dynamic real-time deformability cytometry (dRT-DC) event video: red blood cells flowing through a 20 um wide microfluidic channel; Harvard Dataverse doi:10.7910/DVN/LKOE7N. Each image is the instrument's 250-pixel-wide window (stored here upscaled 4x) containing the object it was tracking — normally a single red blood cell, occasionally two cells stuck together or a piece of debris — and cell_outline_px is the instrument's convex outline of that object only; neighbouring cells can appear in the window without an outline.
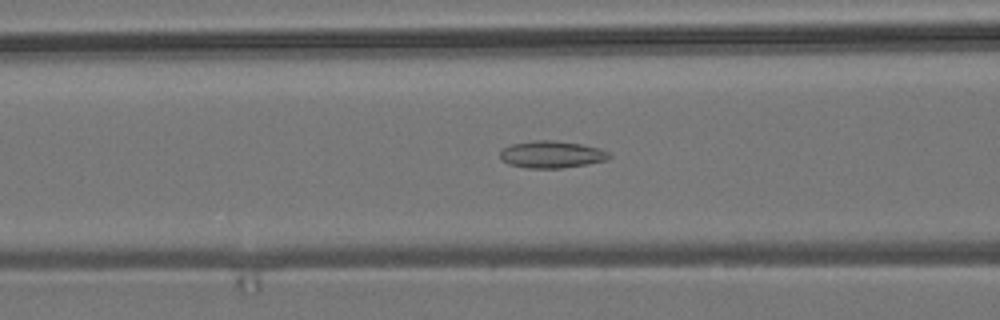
{"species": "common noctule bat (a hibernating species)", "species_latin": "Nyctalus noctula", "temperature_condition": "room temperature", "stored_images_in_passage": 35, "camera_frame_rate_fps": 3000, "um_per_image_px": 0.085, "animal": {"sex": "male", "body_mass_g": 19.2, "forearm_length_mm": 51.8}, "frame": {"image": 1, "passage_image": 13, "time_ms": 4.0, "image_size_px": [1000, 320], "cell_outline_px": [[612, 156], [608, 160], [588, 164], [560, 168], [528, 168], [508, 164], [500, 160], [500, 152], [504, 148], [512, 144], [536, 140], [552, 140], [580, 144], [600, 148], [608, 152]], "centroid_in_image_um": [46.9, 13.13], "position_along_channel_um": 119.7, "area_um2": 17.22}}
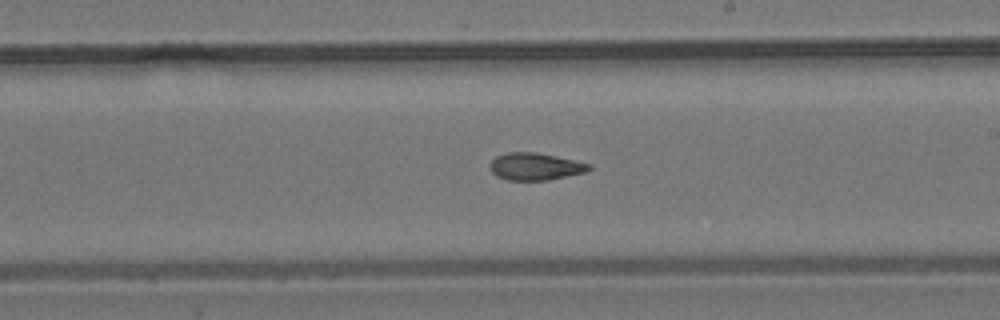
{"frame": {"image": 2, "passage_image": 23, "time_ms": 7.333, "image_size_px": [1000, 320], "cell_outline_px": [[592, 168], [584, 172], [548, 180], [508, 180], [496, 176], [492, 172], [492, 160], [496, 156], [508, 152], [536, 152], [592, 164]], "centroid_in_image_um": [45.51, 14.15], "position_along_channel_um": 243.5, "area_um2": 15.49}}
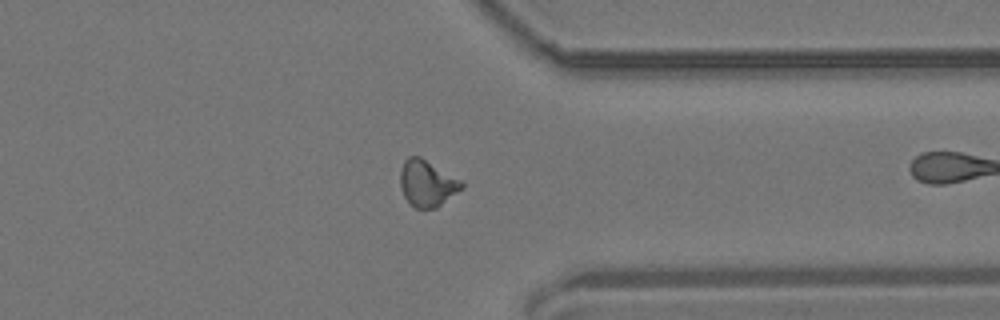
{"frame": {"image": 3, "passage_image": 34, "time_ms": 11.0, "image_size_px": [1000, 320], "cell_outline_px": [[464, 188], [436, 208], [416, 208], [408, 204], [400, 188], [400, 168], [404, 160], [408, 156], [420, 156], [464, 180]], "centroid_in_image_um": [36.32, 15.57], "position_along_channel_um": 375.1, "area_um2": 17.11}}